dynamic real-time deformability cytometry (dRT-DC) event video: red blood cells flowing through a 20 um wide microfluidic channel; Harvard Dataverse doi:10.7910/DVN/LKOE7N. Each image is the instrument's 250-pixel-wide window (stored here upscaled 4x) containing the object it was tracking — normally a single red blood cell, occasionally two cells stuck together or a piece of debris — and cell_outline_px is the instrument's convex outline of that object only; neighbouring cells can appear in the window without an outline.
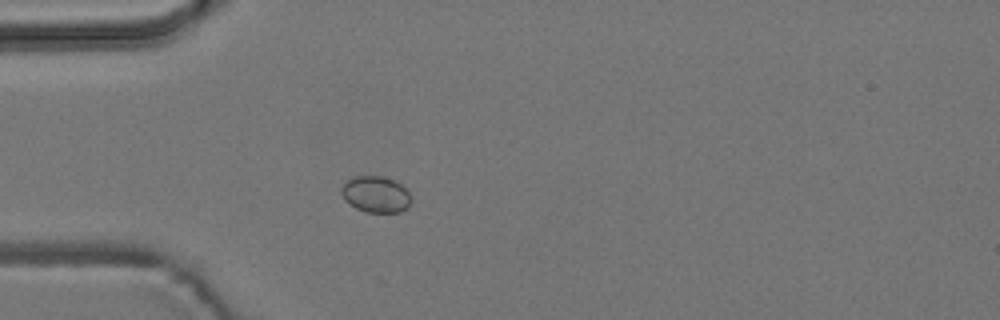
{"species": "common noctule bat (a hibernating species)", "species_latin": "Nyctalus noctula", "temperature_condition": "room temperature", "stored_images_in_passage": 3, "camera_frame_rate_fps": 3000, "um_per_image_px": 0.085, "animal": {"sex": "male", "body_mass_g": 19.2, "forearm_length_mm": 51.8}, "frame": {"image": 1, "passage_image": 3, "time_ms": 2.333, "image_size_px": [1000, 320], "cell_outline_px": [[412, 200], [408, 208], [400, 212], [368, 212], [356, 208], [348, 204], [344, 200], [340, 192], [340, 188], [348, 180], [356, 176], [380, 176], [392, 180], [400, 184], [408, 192]], "centroid_in_image_um": [31.92, 16.53], "position_along_channel_um": 53.1, "area_um2": 14.74}}